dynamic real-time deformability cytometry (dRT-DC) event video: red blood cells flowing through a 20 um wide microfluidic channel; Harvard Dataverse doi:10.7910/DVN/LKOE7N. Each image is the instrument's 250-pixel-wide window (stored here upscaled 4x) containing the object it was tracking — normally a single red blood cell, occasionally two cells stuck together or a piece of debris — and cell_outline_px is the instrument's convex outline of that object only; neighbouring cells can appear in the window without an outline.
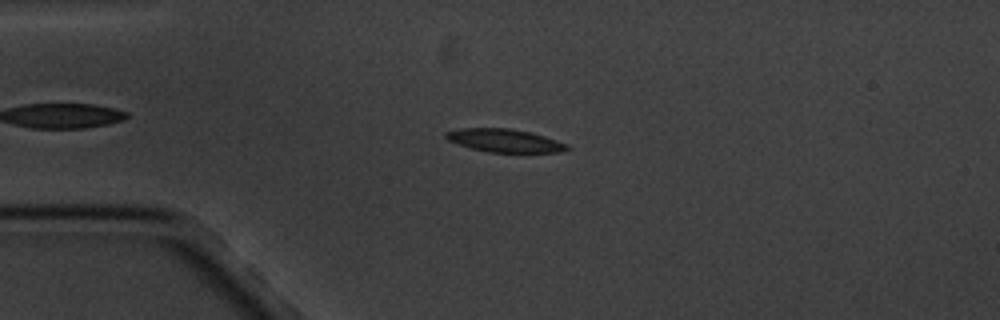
{"species": "common noctule bat (a hibernating species)", "species_latin": "Nyctalus noctula", "temperature_condition": "cold", "stored_images_in_passage": 5, "camera_frame_rate_fps": 3000, "um_per_image_px": 0.085, "animal": {"sex": "male", "body_mass_g": 20.1, "forearm_length_mm": 53.5}, "frame": {"image": 1, "passage_image": 3, "time_ms": 2.333, "image_size_px": [1000, 320], "cell_outline_px": [[572, 148], [560, 152], [488, 152], [472, 148], [448, 140], [444, 136], [444, 132], [460, 128], [508, 128], [532, 132], [568, 144]], "centroid_in_image_um": [42.91, 11.94], "position_along_channel_um": 42.1, "area_um2": 16.3}}
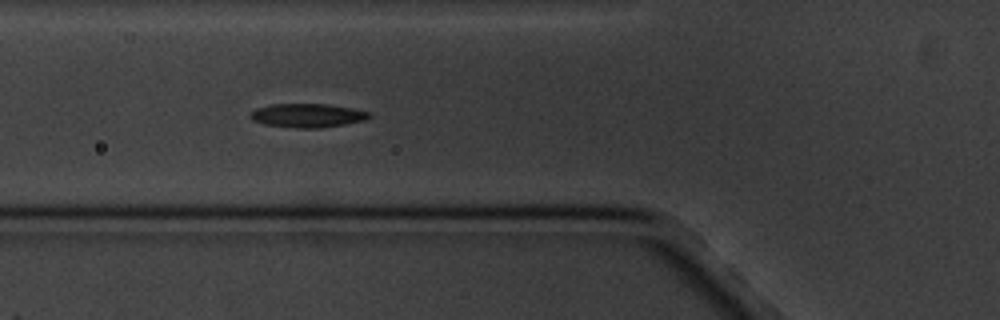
{"frame": {"image": 2, "passage_image": 5, "time_ms": 4.667, "image_size_px": [1000, 320], "cell_outline_px": [[372, 116], [364, 120], [344, 124], [320, 128], [296, 128], [264, 124], [252, 120], [248, 116], [256, 108], [272, 104], [328, 104], [352, 108], [372, 112]], "centroid_in_image_um": [26.14, 9.81], "position_along_channel_um": 99.7, "area_um2": 16.53}}